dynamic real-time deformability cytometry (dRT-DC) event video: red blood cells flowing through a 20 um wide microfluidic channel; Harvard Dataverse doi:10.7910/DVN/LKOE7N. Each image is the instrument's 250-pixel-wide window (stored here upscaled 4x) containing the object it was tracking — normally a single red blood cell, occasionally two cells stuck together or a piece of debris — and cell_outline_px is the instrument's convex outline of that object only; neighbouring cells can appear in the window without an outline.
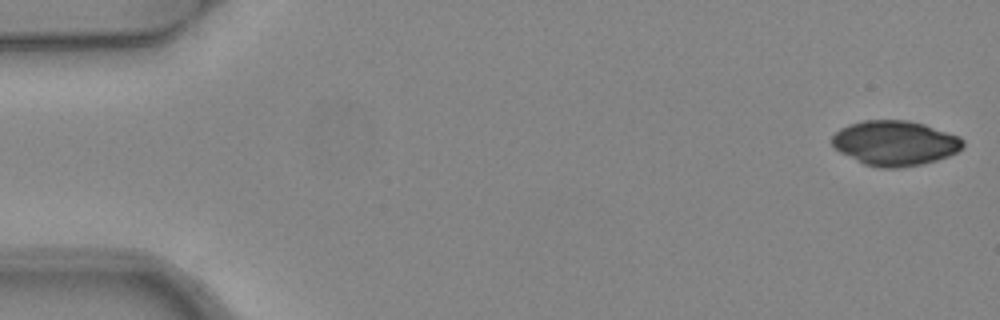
{"species": "common noctule bat (a hibernating species)", "species_latin": "Nyctalus noctula", "temperature_condition": "warm", "stored_images_in_passage": 5, "segment_of_instrument_passage": [1, 2], "camera_frame_rate_fps": 3000, "um_per_image_px": 0.085, "animal": {"sex": "female", "body_mass_g": 24.6, "forearm_length_mm": 56.2}, "frame": {"image": 1, "passage_image": 1, "time_ms": 0.0, "image_size_px": [1000, 320], "cell_outline_px": [[964, 148], [948, 156], [924, 164], [900, 168], [880, 168], [864, 164], [832, 148], [832, 136], [840, 128], [848, 124], [864, 120], [908, 120], [924, 124], [960, 136], [964, 140]], "centroid_in_image_um": [76.07, 12.16], "position_along_channel_um": 8.9, "area_um2": 34.56}}